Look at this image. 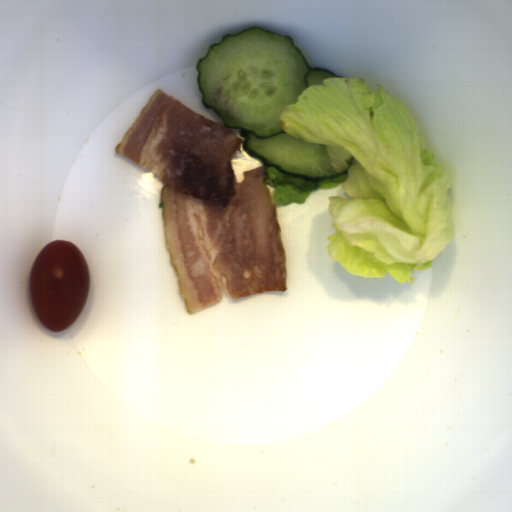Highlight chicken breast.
Wrapping results in <instances>:
<instances>
[{
  "label": "chicken breast",
  "mask_w": 512,
  "mask_h": 512,
  "mask_svg": "<svg viewBox=\"0 0 512 512\" xmlns=\"http://www.w3.org/2000/svg\"><path fill=\"white\" fill-rule=\"evenodd\" d=\"M246 138L157 89L116 146L150 169L161 189L170 264L188 314L231 299L288 288L283 227L266 166L242 172Z\"/></svg>",
  "instance_id": "cb542c10"
}]
</instances>
